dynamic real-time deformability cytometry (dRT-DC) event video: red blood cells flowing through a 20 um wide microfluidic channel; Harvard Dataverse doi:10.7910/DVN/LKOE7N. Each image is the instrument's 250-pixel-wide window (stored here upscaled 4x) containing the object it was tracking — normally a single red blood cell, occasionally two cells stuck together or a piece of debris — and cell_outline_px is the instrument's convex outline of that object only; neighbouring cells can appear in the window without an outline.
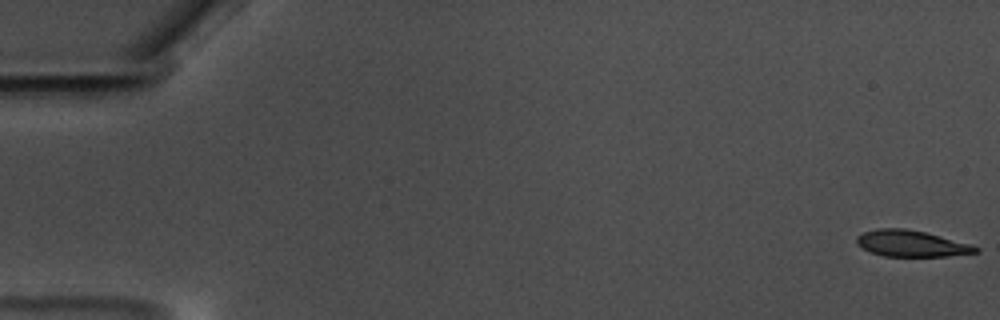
{"species": "common noctule bat (a hibernating species)", "species_latin": "Nyctalus noctula", "temperature_condition": "warm", "stored_images_in_passage": 17, "camera_frame_rate_fps": 3000, "um_per_image_px": 0.085, "animal": {"sex": "male", "body_mass_g": 17.5, "forearm_length_mm": 52.3}, "frame": {"image": 1, "passage_image": 1, "time_ms": 0.0, "image_size_px": [1000, 320], "cell_outline_px": [[980, 252], [944, 256], [884, 256], [872, 252], [856, 244], [856, 236], [864, 232], [876, 228], [904, 228], [924, 232], [972, 244], [980, 248]], "centroid_in_image_um": [77.47, 20.69], "position_along_channel_um": 7.5, "area_um2": 18.15}}
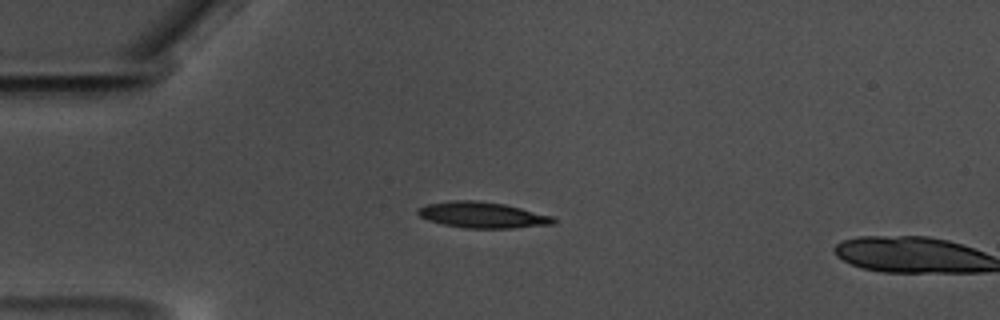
{"frame": {"image": 2, "passage_image": 16, "time_ms": 5.0, "image_size_px": [1000, 320], "cell_outline_px": [[560, 220], [556, 224], [512, 228], [464, 228], [444, 224], [428, 220], [420, 216], [416, 212], [420, 208], [428, 204], [452, 200], [476, 200], [504, 204], [552, 216]], "centroid_in_image_um": [41.06, 18.28], "position_along_channel_um": 43.9, "area_um2": 20.46}}